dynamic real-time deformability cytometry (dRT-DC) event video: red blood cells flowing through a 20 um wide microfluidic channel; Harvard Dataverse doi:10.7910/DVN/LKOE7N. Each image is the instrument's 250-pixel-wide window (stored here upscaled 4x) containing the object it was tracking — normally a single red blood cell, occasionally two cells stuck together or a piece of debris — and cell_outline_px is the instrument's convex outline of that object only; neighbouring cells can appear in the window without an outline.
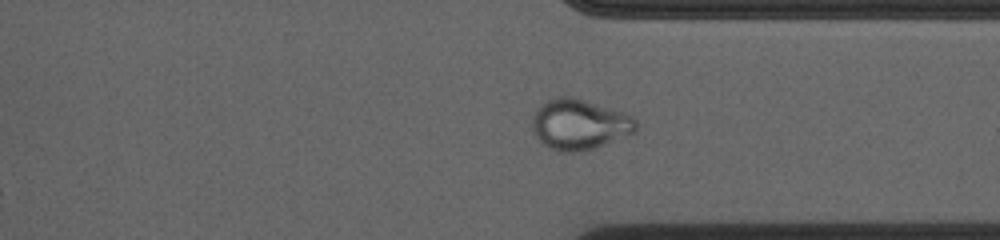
{"species": "common noctule bat (a hibernating species)", "species_latin": "Nyctalus noctula", "temperature_condition": "cold", "stored_images_in_passage": 38, "camera_frame_rate_fps": 3000, "um_per_image_px": 0.085, "animal": {"sex": "female", "body_mass_g": 23.0, "forearm_length_mm": 53.4}, "frame": {"image": 1, "passage_image": 33, "time_ms": 10.667, "image_size_px": [1000, 240], "cell_outline_px": [[636, 128], [632, 132], [596, 148], [580, 152], [564, 152], [552, 148], [544, 144], [536, 136], [532, 128], [532, 116], [536, 108], [548, 100], [556, 96], [568, 96], [608, 108], [632, 116], [636, 120]], "centroid_in_image_um": [49.19, 10.58], "position_along_channel_um": 362.2, "area_um2": 29.88}, "authors_computed_cell_mechanics": {"area_um2": 29.1312, "velocity_mm_per_s": 3.7269, "shape_relaxation_time_tau1_ms": null, "shape_relaxation_time_tau2_ms": 2.1266, "deformation_change_tau1": null, "deformation_change_tau2": 0.051}}